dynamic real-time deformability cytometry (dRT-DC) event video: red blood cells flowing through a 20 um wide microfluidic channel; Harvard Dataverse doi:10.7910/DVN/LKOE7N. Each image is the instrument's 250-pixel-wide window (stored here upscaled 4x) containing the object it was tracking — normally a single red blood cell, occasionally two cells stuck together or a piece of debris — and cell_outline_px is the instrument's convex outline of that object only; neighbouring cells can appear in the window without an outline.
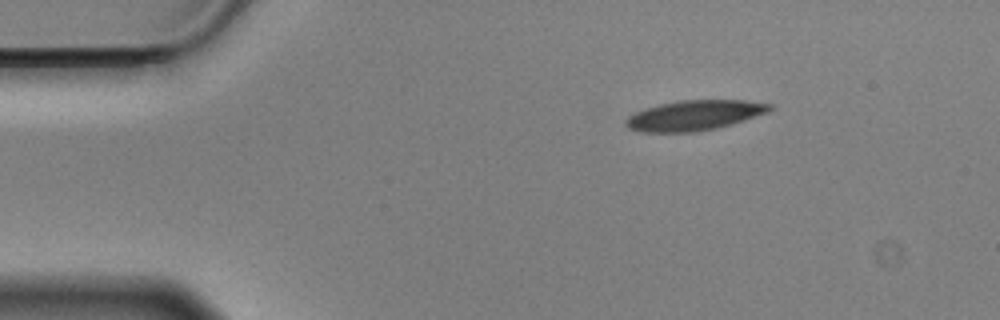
{"species": "Egyptian fruit bat (a non-hibernating species)", "species_latin": "Rousettus aegyptiacus", "temperature_condition": "cold", "stored_images_in_passage": 49, "camera_frame_rate_fps": 3000, "um_per_image_px": 0.085, "animal": {"sex": "male"}, "frame": {"image": 1, "passage_image": 1, "time_ms": 0.0, "image_size_px": [1000, 320], "cell_outline_px": [[772, 108], [768, 112], [732, 124], [716, 128], [696, 132], [640, 132], [628, 128], [624, 124], [624, 120], [628, 116], [644, 108], [660, 104], [680, 100], [744, 100], [772, 104]], "centroid_in_image_um": [58.99, 9.81], "position_along_channel_um": 26.0, "area_um2": 25.32}}
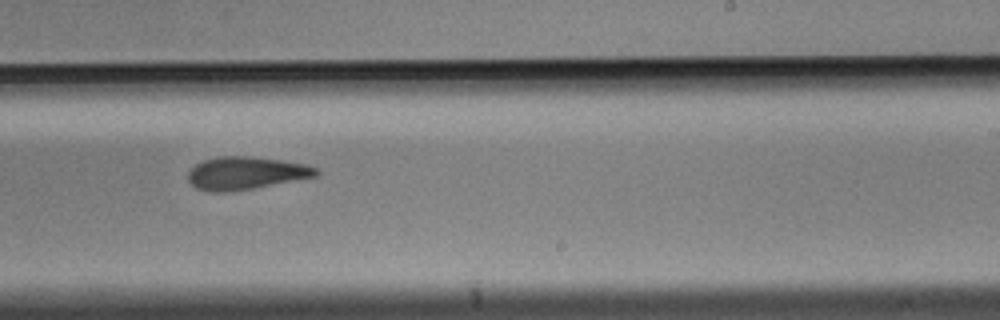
{"frame": {"image": 2, "passage_image": 27, "time_ms": 8.667, "image_size_px": [1000, 320], "cell_outline_px": [[320, 172], [316, 176], [252, 188], [224, 192], [208, 192], [196, 188], [188, 180], [188, 172], [196, 164], [204, 160], [220, 156], [248, 156], [280, 160], [308, 164], [316, 168]], "centroid_in_image_um": [20.88, 14.71], "position_along_channel_um": 268.1, "area_um2": 24.22}}
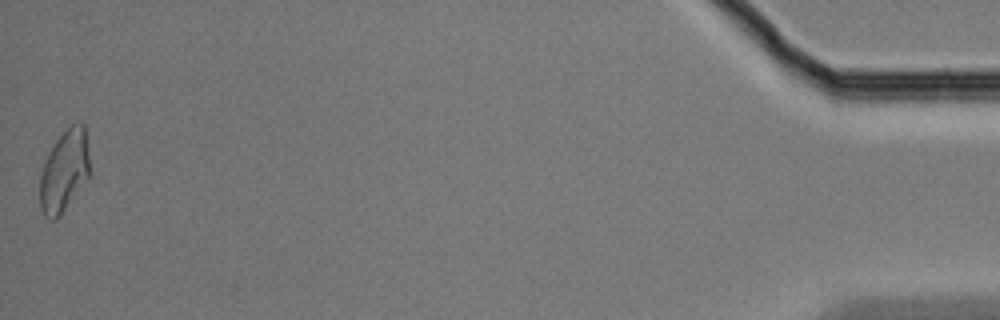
{"frame": {"image": 3, "passage_image": 49, "time_ms": 16.0, "image_size_px": [1000, 320], "cell_outline_px": [[92, 176], [60, 216], [56, 220], [48, 220], [44, 216], [40, 208], [40, 176], [44, 160], [48, 152], [56, 140], [72, 124], [80, 120], [84, 124], [92, 172]], "centroid_in_image_um": [5.5, 14.57], "position_along_channel_um": 429.7, "area_um2": 24.57}, "authors_computed_cell_mechanics": {"area_um2": 25.0274, "velocity_mm_per_s": 3.5117, "shape_relaxation_time_tau1_ms": 9.8553, "shape_relaxation_time_tau2_ms": 5.8827, "deformation_change_tau1": 0.1843, "deformation_change_tau2": 0.161}}